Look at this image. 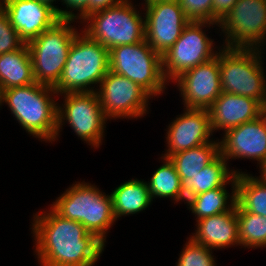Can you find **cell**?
Segmentation results:
<instances>
[{
  "mask_svg": "<svg viewBox=\"0 0 266 266\" xmlns=\"http://www.w3.org/2000/svg\"><path fill=\"white\" fill-rule=\"evenodd\" d=\"M240 246L261 248L266 246V217L245 211L236 202Z\"/></svg>",
  "mask_w": 266,
  "mask_h": 266,
  "instance_id": "obj_27",
  "label": "cell"
},
{
  "mask_svg": "<svg viewBox=\"0 0 266 266\" xmlns=\"http://www.w3.org/2000/svg\"><path fill=\"white\" fill-rule=\"evenodd\" d=\"M25 42L10 24L5 10L0 5V54L20 49Z\"/></svg>",
  "mask_w": 266,
  "mask_h": 266,
  "instance_id": "obj_30",
  "label": "cell"
},
{
  "mask_svg": "<svg viewBox=\"0 0 266 266\" xmlns=\"http://www.w3.org/2000/svg\"><path fill=\"white\" fill-rule=\"evenodd\" d=\"M261 49L223 47L219 50L221 89L266 104V78Z\"/></svg>",
  "mask_w": 266,
  "mask_h": 266,
  "instance_id": "obj_5",
  "label": "cell"
},
{
  "mask_svg": "<svg viewBox=\"0 0 266 266\" xmlns=\"http://www.w3.org/2000/svg\"><path fill=\"white\" fill-rule=\"evenodd\" d=\"M220 155V142L206 144L177 152L169 157L181 179L194 177Z\"/></svg>",
  "mask_w": 266,
  "mask_h": 266,
  "instance_id": "obj_23",
  "label": "cell"
},
{
  "mask_svg": "<svg viewBox=\"0 0 266 266\" xmlns=\"http://www.w3.org/2000/svg\"><path fill=\"white\" fill-rule=\"evenodd\" d=\"M40 2H43L45 4H48L49 6H51L52 8H54L56 10V12H58L59 8H57L55 5H53V2L56 0H38Z\"/></svg>",
  "mask_w": 266,
  "mask_h": 266,
  "instance_id": "obj_35",
  "label": "cell"
},
{
  "mask_svg": "<svg viewBox=\"0 0 266 266\" xmlns=\"http://www.w3.org/2000/svg\"><path fill=\"white\" fill-rule=\"evenodd\" d=\"M115 220L121 216L140 213L151 205L152 197L147 182L131 179L122 183L110 194Z\"/></svg>",
  "mask_w": 266,
  "mask_h": 266,
  "instance_id": "obj_22",
  "label": "cell"
},
{
  "mask_svg": "<svg viewBox=\"0 0 266 266\" xmlns=\"http://www.w3.org/2000/svg\"><path fill=\"white\" fill-rule=\"evenodd\" d=\"M51 207L62 217L80 222L89 233L104 243L108 228L114 224L112 198L96 185L76 182L59 196Z\"/></svg>",
  "mask_w": 266,
  "mask_h": 266,
  "instance_id": "obj_4",
  "label": "cell"
},
{
  "mask_svg": "<svg viewBox=\"0 0 266 266\" xmlns=\"http://www.w3.org/2000/svg\"><path fill=\"white\" fill-rule=\"evenodd\" d=\"M97 86L96 92L108 119H137L148 112L151 96L132 80L109 70Z\"/></svg>",
  "mask_w": 266,
  "mask_h": 266,
  "instance_id": "obj_12",
  "label": "cell"
},
{
  "mask_svg": "<svg viewBox=\"0 0 266 266\" xmlns=\"http://www.w3.org/2000/svg\"><path fill=\"white\" fill-rule=\"evenodd\" d=\"M174 81L181 92L184 107L209 109L222 93L219 53L216 57L185 71Z\"/></svg>",
  "mask_w": 266,
  "mask_h": 266,
  "instance_id": "obj_14",
  "label": "cell"
},
{
  "mask_svg": "<svg viewBox=\"0 0 266 266\" xmlns=\"http://www.w3.org/2000/svg\"><path fill=\"white\" fill-rule=\"evenodd\" d=\"M228 48L261 49L266 40V0H238L219 24Z\"/></svg>",
  "mask_w": 266,
  "mask_h": 266,
  "instance_id": "obj_11",
  "label": "cell"
},
{
  "mask_svg": "<svg viewBox=\"0 0 266 266\" xmlns=\"http://www.w3.org/2000/svg\"><path fill=\"white\" fill-rule=\"evenodd\" d=\"M210 25L218 24L190 21L178 40L162 55V71L166 81L174 82L185 71L218 55L219 52L213 48V39L208 38L202 30Z\"/></svg>",
  "mask_w": 266,
  "mask_h": 266,
  "instance_id": "obj_10",
  "label": "cell"
},
{
  "mask_svg": "<svg viewBox=\"0 0 266 266\" xmlns=\"http://www.w3.org/2000/svg\"><path fill=\"white\" fill-rule=\"evenodd\" d=\"M263 106L249 97L222 92L208 109L212 132H224L262 115Z\"/></svg>",
  "mask_w": 266,
  "mask_h": 266,
  "instance_id": "obj_18",
  "label": "cell"
},
{
  "mask_svg": "<svg viewBox=\"0 0 266 266\" xmlns=\"http://www.w3.org/2000/svg\"><path fill=\"white\" fill-rule=\"evenodd\" d=\"M162 159L164 164L154 172L150 182H147L152 200L155 197H171L176 203L181 200L185 201V195L182 192V181L175 165L169 158L162 157Z\"/></svg>",
  "mask_w": 266,
  "mask_h": 266,
  "instance_id": "obj_26",
  "label": "cell"
},
{
  "mask_svg": "<svg viewBox=\"0 0 266 266\" xmlns=\"http://www.w3.org/2000/svg\"><path fill=\"white\" fill-rule=\"evenodd\" d=\"M262 115H263L264 119L266 120V104L262 108Z\"/></svg>",
  "mask_w": 266,
  "mask_h": 266,
  "instance_id": "obj_37",
  "label": "cell"
},
{
  "mask_svg": "<svg viewBox=\"0 0 266 266\" xmlns=\"http://www.w3.org/2000/svg\"><path fill=\"white\" fill-rule=\"evenodd\" d=\"M176 266H216L212 250L189 237Z\"/></svg>",
  "mask_w": 266,
  "mask_h": 266,
  "instance_id": "obj_28",
  "label": "cell"
},
{
  "mask_svg": "<svg viewBox=\"0 0 266 266\" xmlns=\"http://www.w3.org/2000/svg\"><path fill=\"white\" fill-rule=\"evenodd\" d=\"M144 1H145L144 6H147V5L154 3V2H157V1H170V0H144Z\"/></svg>",
  "mask_w": 266,
  "mask_h": 266,
  "instance_id": "obj_36",
  "label": "cell"
},
{
  "mask_svg": "<svg viewBox=\"0 0 266 266\" xmlns=\"http://www.w3.org/2000/svg\"><path fill=\"white\" fill-rule=\"evenodd\" d=\"M127 0H89V15L109 7L119 5Z\"/></svg>",
  "mask_w": 266,
  "mask_h": 266,
  "instance_id": "obj_33",
  "label": "cell"
},
{
  "mask_svg": "<svg viewBox=\"0 0 266 266\" xmlns=\"http://www.w3.org/2000/svg\"><path fill=\"white\" fill-rule=\"evenodd\" d=\"M196 222V233L191 236L195 242L211 250L240 246L236 205L230 211L205 217Z\"/></svg>",
  "mask_w": 266,
  "mask_h": 266,
  "instance_id": "obj_19",
  "label": "cell"
},
{
  "mask_svg": "<svg viewBox=\"0 0 266 266\" xmlns=\"http://www.w3.org/2000/svg\"><path fill=\"white\" fill-rule=\"evenodd\" d=\"M177 1L189 21L213 23V0Z\"/></svg>",
  "mask_w": 266,
  "mask_h": 266,
  "instance_id": "obj_29",
  "label": "cell"
},
{
  "mask_svg": "<svg viewBox=\"0 0 266 266\" xmlns=\"http://www.w3.org/2000/svg\"><path fill=\"white\" fill-rule=\"evenodd\" d=\"M250 175L236 174V202L245 211L266 217V183Z\"/></svg>",
  "mask_w": 266,
  "mask_h": 266,
  "instance_id": "obj_25",
  "label": "cell"
},
{
  "mask_svg": "<svg viewBox=\"0 0 266 266\" xmlns=\"http://www.w3.org/2000/svg\"><path fill=\"white\" fill-rule=\"evenodd\" d=\"M109 70L132 80L151 97L160 95L166 89L162 56L146 40L110 49Z\"/></svg>",
  "mask_w": 266,
  "mask_h": 266,
  "instance_id": "obj_8",
  "label": "cell"
},
{
  "mask_svg": "<svg viewBox=\"0 0 266 266\" xmlns=\"http://www.w3.org/2000/svg\"><path fill=\"white\" fill-rule=\"evenodd\" d=\"M231 185V196L225 189L226 186H223L191 196L186 200L185 203H187L192 213L195 214L196 221L230 211L236 205V183H232Z\"/></svg>",
  "mask_w": 266,
  "mask_h": 266,
  "instance_id": "obj_24",
  "label": "cell"
},
{
  "mask_svg": "<svg viewBox=\"0 0 266 266\" xmlns=\"http://www.w3.org/2000/svg\"><path fill=\"white\" fill-rule=\"evenodd\" d=\"M64 104H58V129H63L64 121H67L81 140L89 143L94 148L101 145L104 137V128L108 118L101 107L96 91L91 92H71L63 95Z\"/></svg>",
  "mask_w": 266,
  "mask_h": 266,
  "instance_id": "obj_9",
  "label": "cell"
},
{
  "mask_svg": "<svg viewBox=\"0 0 266 266\" xmlns=\"http://www.w3.org/2000/svg\"><path fill=\"white\" fill-rule=\"evenodd\" d=\"M261 175L258 177L266 183V160L260 165Z\"/></svg>",
  "mask_w": 266,
  "mask_h": 266,
  "instance_id": "obj_34",
  "label": "cell"
},
{
  "mask_svg": "<svg viewBox=\"0 0 266 266\" xmlns=\"http://www.w3.org/2000/svg\"><path fill=\"white\" fill-rule=\"evenodd\" d=\"M35 83L28 45L0 54V91Z\"/></svg>",
  "mask_w": 266,
  "mask_h": 266,
  "instance_id": "obj_21",
  "label": "cell"
},
{
  "mask_svg": "<svg viewBox=\"0 0 266 266\" xmlns=\"http://www.w3.org/2000/svg\"><path fill=\"white\" fill-rule=\"evenodd\" d=\"M74 20H60L27 43L35 82L55 87L61 78L70 46L78 33Z\"/></svg>",
  "mask_w": 266,
  "mask_h": 266,
  "instance_id": "obj_7",
  "label": "cell"
},
{
  "mask_svg": "<svg viewBox=\"0 0 266 266\" xmlns=\"http://www.w3.org/2000/svg\"><path fill=\"white\" fill-rule=\"evenodd\" d=\"M55 94L53 87L35 82L0 91V106L6 103L30 135L52 143L56 140L58 129V104L52 97Z\"/></svg>",
  "mask_w": 266,
  "mask_h": 266,
  "instance_id": "obj_2",
  "label": "cell"
},
{
  "mask_svg": "<svg viewBox=\"0 0 266 266\" xmlns=\"http://www.w3.org/2000/svg\"><path fill=\"white\" fill-rule=\"evenodd\" d=\"M0 5L25 43L60 21L54 8L38 0H0Z\"/></svg>",
  "mask_w": 266,
  "mask_h": 266,
  "instance_id": "obj_15",
  "label": "cell"
},
{
  "mask_svg": "<svg viewBox=\"0 0 266 266\" xmlns=\"http://www.w3.org/2000/svg\"><path fill=\"white\" fill-rule=\"evenodd\" d=\"M61 2L66 4L67 8H71V11L61 10L59 9L57 12L58 17L60 20H76L82 19L83 20L89 16V0H62ZM74 10H78L79 12L75 14Z\"/></svg>",
  "mask_w": 266,
  "mask_h": 266,
  "instance_id": "obj_31",
  "label": "cell"
},
{
  "mask_svg": "<svg viewBox=\"0 0 266 266\" xmlns=\"http://www.w3.org/2000/svg\"><path fill=\"white\" fill-rule=\"evenodd\" d=\"M81 32L70 46L61 78L54 87L57 95L96 91L95 84L100 85L109 71V50Z\"/></svg>",
  "mask_w": 266,
  "mask_h": 266,
  "instance_id": "obj_3",
  "label": "cell"
},
{
  "mask_svg": "<svg viewBox=\"0 0 266 266\" xmlns=\"http://www.w3.org/2000/svg\"><path fill=\"white\" fill-rule=\"evenodd\" d=\"M220 154L229 159H251L261 165L266 160V120L263 115L224 132Z\"/></svg>",
  "mask_w": 266,
  "mask_h": 266,
  "instance_id": "obj_16",
  "label": "cell"
},
{
  "mask_svg": "<svg viewBox=\"0 0 266 266\" xmlns=\"http://www.w3.org/2000/svg\"><path fill=\"white\" fill-rule=\"evenodd\" d=\"M83 21L87 24L82 31L108 50L145 40V16L142 18L130 0L94 12Z\"/></svg>",
  "mask_w": 266,
  "mask_h": 266,
  "instance_id": "obj_6",
  "label": "cell"
},
{
  "mask_svg": "<svg viewBox=\"0 0 266 266\" xmlns=\"http://www.w3.org/2000/svg\"><path fill=\"white\" fill-rule=\"evenodd\" d=\"M145 40L161 56L168 51L190 22L177 0L157 1L143 8Z\"/></svg>",
  "mask_w": 266,
  "mask_h": 266,
  "instance_id": "obj_13",
  "label": "cell"
},
{
  "mask_svg": "<svg viewBox=\"0 0 266 266\" xmlns=\"http://www.w3.org/2000/svg\"><path fill=\"white\" fill-rule=\"evenodd\" d=\"M185 112L176 117L168 126L167 147L165 158L171 155L194 148L210 141L212 133L210 113L208 109L184 108Z\"/></svg>",
  "mask_w": 266,
  "mask_h": 266,
  "instance_id": "obj_17",
  "label": "cell"
},
{
  "mask_svg": "<svg viewBox=\"0 0 266 266\" xmlns=\"http://www.w3.org/2000/svg\"><path fill=\"white\" fill-rule=\"evenodd\" d=\"M35 254L40 266H93L105 243L75 220L60 216L52 207L33 215Z\"/></svg>",
  "mask_w": 266,
  "mask_h": 266,
  "instance_id": "obj_1",
  "label": "cell"
},
{
  "mask_svg": "<svg viewBox=\"0 0 266 266\" xmlns=\"http://www.w3.org/2000/svg\"><path fill=\"white\" fill-rule=\"evenodd\" d=\"M238 0H213V23L219 22L227 16Z\"/></svg>",
  "mask_w": 266,
  "mask_h": 266,
  "instance_id": "obj_32",
  "label": "cell"
},
{
  "mask_svg": "<svg viewBox=\"0 0 266 266\" xmlns=\"http://www.w3.org/2000/svg\"><path fill=\"white\" fill-rule=\"evenodd\" d=\"M227 163L220 154L194 177L181 179L185 201L191 196L226 186L229 183H236V174L241 172L233 169L229 171Z\"/></svg>",
  "mask_w": 266,
  "mask_h": 266,
  "instance_id": "obj_20",
  "label": "cell"
}]
</instances>
